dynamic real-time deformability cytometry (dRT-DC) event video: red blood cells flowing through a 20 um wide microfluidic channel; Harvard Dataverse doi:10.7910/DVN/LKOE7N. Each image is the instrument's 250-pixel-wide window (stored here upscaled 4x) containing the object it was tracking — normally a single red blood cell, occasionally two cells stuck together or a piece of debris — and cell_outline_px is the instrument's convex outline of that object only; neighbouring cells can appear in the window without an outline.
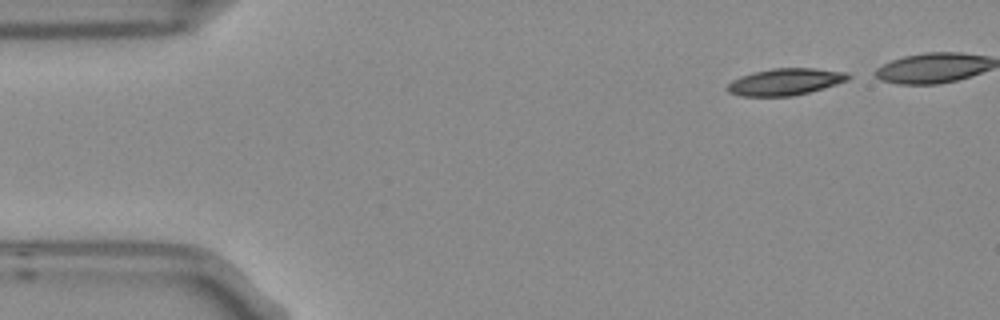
{"species": "Egyptian fruit bat (a non-hibernating species)", "species_latin": "Rousettus aegyptiacus", "temperature_condition": "room temperature", "stored_images_in_passage": 6, "camera_frame_rate_fps": 3000, "um_per_image_px": 0.085, "frame": {"image": 1, "passage_image": 1, "time_ms": 0.0, "image_size_px": [1000, 320], "cell_outline_px": [[852, 76], [848, 80], [824, 88], [792, 96], [740, 96], [728, 92], [724, 88], [732, 80], [740, 76], [752, 72], [772, 68], [816, 68], [848, 72]], "centroid_in_image_um": [66.74, 6.94], "position_along_channel_um": 18.3, "area_um2": 19.07}}